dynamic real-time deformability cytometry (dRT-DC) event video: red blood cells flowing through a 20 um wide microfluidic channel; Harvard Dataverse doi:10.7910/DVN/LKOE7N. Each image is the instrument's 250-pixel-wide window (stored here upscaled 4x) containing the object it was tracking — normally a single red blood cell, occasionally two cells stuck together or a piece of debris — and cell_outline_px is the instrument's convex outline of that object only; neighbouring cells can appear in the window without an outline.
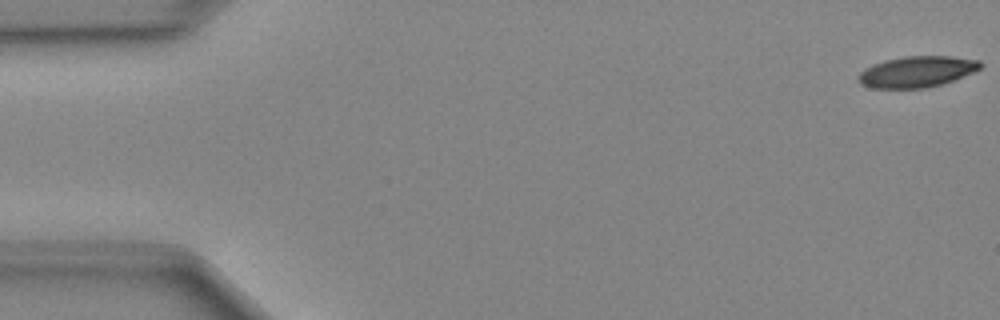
{"species": "Egyptian fruit bat (a non-hibernating species)", "species_latin": "Rousettus aegyptiacus", "temperature_condition": "cold", "stored_images_in_passage": 14, "camera_frame_rate_fps": 3000, "um_per_image_px": 0.085, "animal": {"sex": "female"}, "frame": {"image": 1, "passage_image": 1, "time_ms": 0.0, "image_size_px": [1000, 320], "cell_outline_px": [[984, 64], [980, 68], [972, 72], [952, 80], [940, 84], [924, 88], [872, 88], [860, 84], [856, 80], [856, 76], [864, 68], [872, 64], [884, 60], [904, 56], [952, 56], [980, 60]], "centroid_in_image_um": [77.88, 6.08], "position_along_channel_um": 7.1, "area_um2": 22.2}}
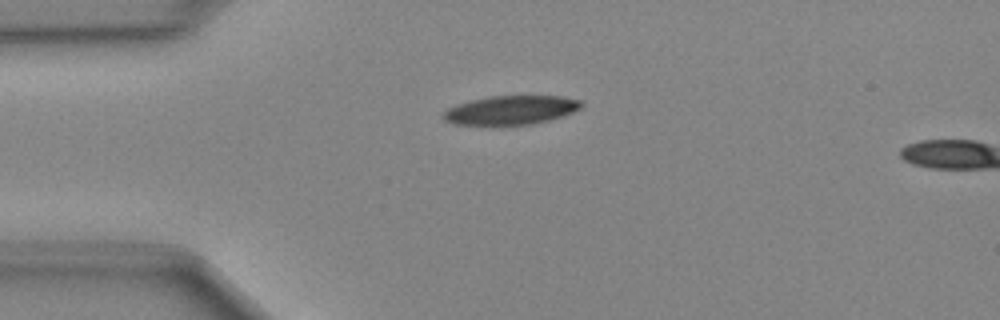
{"frame": {"image": 2, "passage_image": 12, "time_ms": 3.667, "image_size_px": [1000, 320], "cell_outline_px": [[584, 104], [580, 108], [572, 112], [548, 120], [532, 124], [452, 124], [444, 120], [440, 116], [448, 108], [456, 104], [488, 96], [564, 96], [580, 100]], "centroid_in_image_um": [43.4, 9.34], "position_along_channel_um": 41.6, "area_um2": 23.06}}